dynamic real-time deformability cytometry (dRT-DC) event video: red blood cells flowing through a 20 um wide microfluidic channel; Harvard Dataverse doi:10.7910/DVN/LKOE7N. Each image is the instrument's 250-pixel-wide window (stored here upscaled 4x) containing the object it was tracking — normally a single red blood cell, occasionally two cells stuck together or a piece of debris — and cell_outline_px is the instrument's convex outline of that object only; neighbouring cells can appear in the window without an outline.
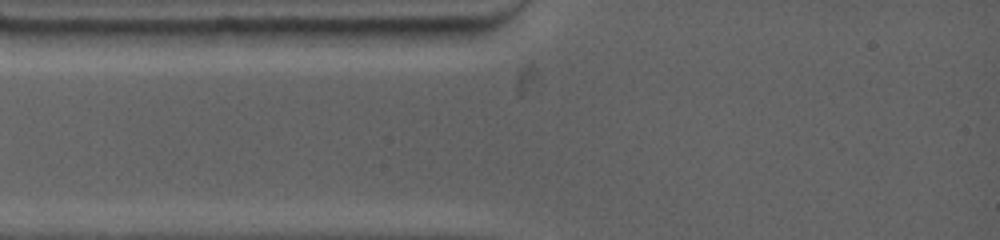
{"species": "common noctule bat (a hibernating species)", "species_latin": "Nyctalus noctula", "temperature_condition": "warm", "stored_images_in_passage": 2, "camera_frame_rate_fps": 4500, "um_per_image_px": 0.085, "animal": {"sex": "female", "body_mass_g": 19.0, "forearm_length_mm": 53.3}, "frame": {"image": 1, "passage_image": 1, "time_ms": 0.0, "image_size_px": [1000, 240], "cell_outline_px": [[468, 28], [460, 40], [456, 44], [316, 44], [308, 28]], "centroid_in_image_um": [32.92, 3.05], "position_along_channel_um": 52.1, "area_um2": 17.4}}